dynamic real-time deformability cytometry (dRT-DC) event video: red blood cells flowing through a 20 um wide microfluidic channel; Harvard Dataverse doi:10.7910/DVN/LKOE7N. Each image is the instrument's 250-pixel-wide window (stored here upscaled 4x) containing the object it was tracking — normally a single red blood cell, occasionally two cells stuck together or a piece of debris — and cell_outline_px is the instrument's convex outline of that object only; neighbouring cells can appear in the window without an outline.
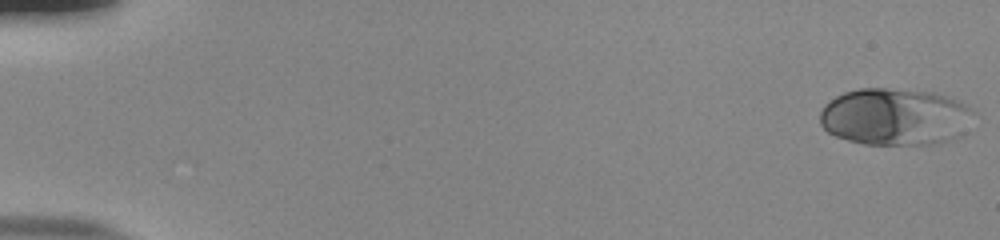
{"species": "human", "species_latin": "Homo sapiens", "temperature_condition": "room temperature", "stored_images_in_passage": 53, "camera_frame_rate_fps": 3000, "um_per_image_px": 0.085, "donor": {"sex": "male"}, "frame": {"image": 1, "passage_image": 1, "time_ms": 0.0, "image_size_px": [1000, 240], "cell_outline_px": [[976, 112], [964, 132], [960, 136], [952, 140], [940, 144], [864, 144], [848, 140], [836, 136], [828, 132], [820, 124], [820, 112], [824, 104], [828, 100], [844, 92], [860, 88], [888, 88], [936, 92], [960, 100], [972, 108]], "centroid_in_image_um": [76.12, 9.92], "position_along_channel_um": 8.9, "area_um2": 51.9}}
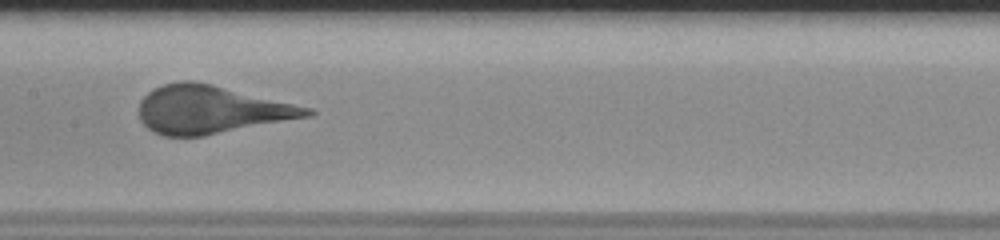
{"frame": {"image": 2, "passage_image": 28, "time_ms": 9.0, "image_size_px": [1000, 240], "cell_outline_px": [[316, 112], [312, 116], [204, 136], [164, 136], [152, 132], [140, 120], [140, 100], [152, 88], [164, 84], [180, 80], [192, 80], [212, 84], [312, 108]], "centroid_in_image_um": [17.94, 9.32], "position_along_channel_um": 189.5, "area_um2": 47.05}}
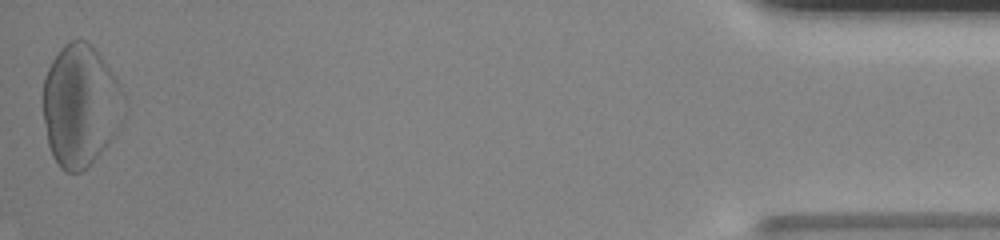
{"frame": {"image": 3, "passage_image": 53, "time_ms": 17.333, "image_size_px": [1000, 240], "cell_outline_px": [[124, 120], [116, 136], [80, 172], [68, 172], [60, 168], [52, 156], [48, 144], [40, 100], [40, 96], [44, 76], [52, 60], [60, 48], [68, 40], [88, 40], [92, 44], [104, 60], [116, 80], [124, 96]], "centroid_in_image_um": [6.8, 8.95], "position_along_channel_um": 428.4, "area_um2": 58.2}}